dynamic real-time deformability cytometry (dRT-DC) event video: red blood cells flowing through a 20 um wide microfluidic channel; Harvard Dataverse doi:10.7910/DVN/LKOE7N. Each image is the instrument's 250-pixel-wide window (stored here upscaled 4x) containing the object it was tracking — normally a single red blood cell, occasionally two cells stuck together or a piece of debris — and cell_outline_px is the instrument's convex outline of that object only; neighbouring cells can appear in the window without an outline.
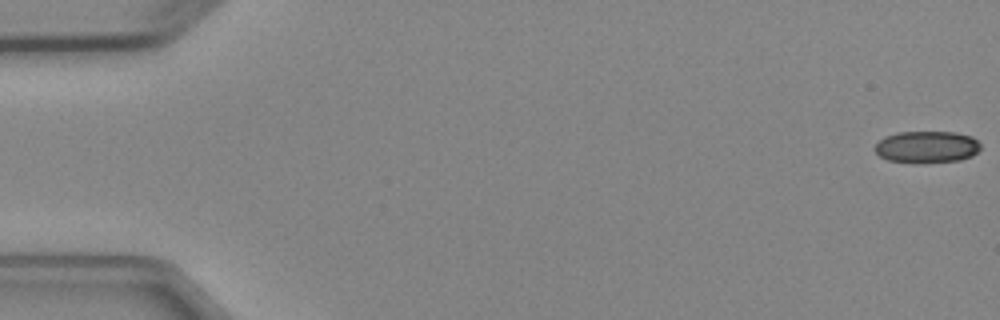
{"species": "Egyptian fruit bat (a non-hibernating species)", "species_latin": "Rousettus aegyptiacus", "temperature_condition": "cold", "stored_images_in_passage": 7, "camera_frame_rate_fps": 3000, "um_per_image_px": 0.085, "animal": {"sex": "female"}, "frame": {"image": 1, "passage_image": 1, "time_ms": 0.0, "image_size_px": [1000, 320], "cell_outline_px": [[980, 148], [972, 156], [960, 160], [888, 160], [880, 156], [876, 152], [876, 144], [884, 136], [896, 132], [956, 132], [972, 136], [980, 144]], "centroid_in_image_um": [78.8, 12.43], "position_along_channel_um": 6.2, "area_um2": 18.79}}
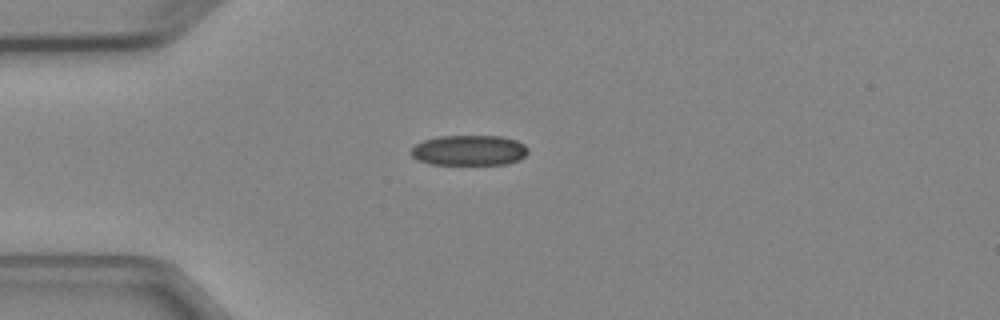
{"frame": {"image": 2, "passage_image": 4, "time_ms": 4.333, "image_size_px": [1000, 320], "cell_outline_px": [[528, 152], [520, 160], [508, 164], [432, 164], [420, 160], [412, 156], [412, 148], [416, 144], [424, 140], [436, 136], [500, 136], [516, 140], [524, 144], [528, 148]], "centroid_in_image_um": [39.91, 12.77], "position_along_channel_um": 45.1, "area_um2": 20.63}}
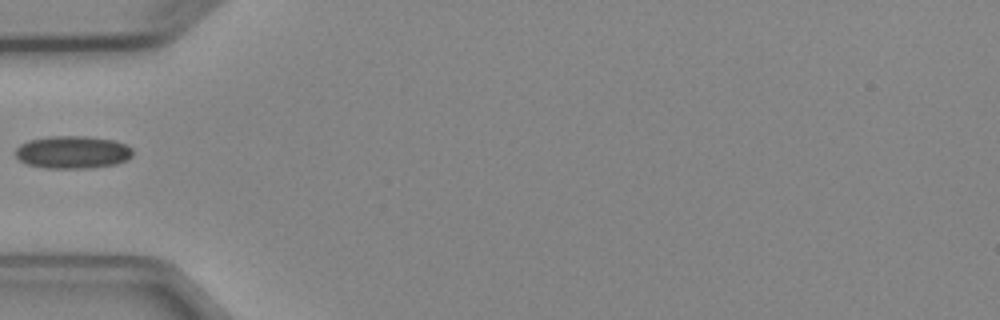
{"frame": {"image": 3, "passage_image": 5, "time_ms": 5.667, "image_size_px": [1000, 320], "cell_outline_px": [[132, 156], [116, 164], [92, 168], [44, 168], [28, 164], [20, 160], [16, 156], [16, 148], [20, 144], [28, 140], [48, 136], [88, 136], [116, 140], [132, 148]], "centroid_in_image_um": [6.17, 12.93], "position_along_channel_um": 78.8, "area_um2": 22.43}}